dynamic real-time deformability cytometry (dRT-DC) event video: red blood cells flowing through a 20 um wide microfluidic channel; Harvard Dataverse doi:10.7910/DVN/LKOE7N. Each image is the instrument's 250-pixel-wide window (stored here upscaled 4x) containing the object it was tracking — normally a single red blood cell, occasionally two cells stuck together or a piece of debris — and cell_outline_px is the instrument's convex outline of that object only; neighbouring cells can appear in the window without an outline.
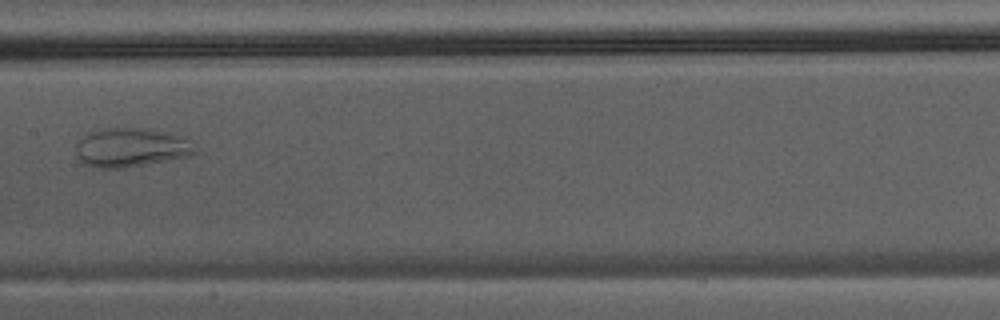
{"species": "Egyptian fruit bat (a non-hibernating species)", "species_latin": "Rousettus aegyptiacus", "temperature_condition": "warm", "stored_images_in_passage": 30, "camera_frame_rate_fps": 3000, "um_per_image_px": 0.085, "animal": {"sex": "male"}, "frame": {"image": 1, "passage_image": 9, "time_ms": 2.667, "image_size_px": [1000, 320], "cell_outline_px": [[196, 152], [188, 156], [124, 168], [88, 168], [80, 164], [76, 152], [76, 144], [88, 132], [108, 128], [144, 128], [188, 136]], "centroid_in_image_um": [11.1, 12.55], "position_along_channel_um": 196.3, "area_um2": 27.34}}